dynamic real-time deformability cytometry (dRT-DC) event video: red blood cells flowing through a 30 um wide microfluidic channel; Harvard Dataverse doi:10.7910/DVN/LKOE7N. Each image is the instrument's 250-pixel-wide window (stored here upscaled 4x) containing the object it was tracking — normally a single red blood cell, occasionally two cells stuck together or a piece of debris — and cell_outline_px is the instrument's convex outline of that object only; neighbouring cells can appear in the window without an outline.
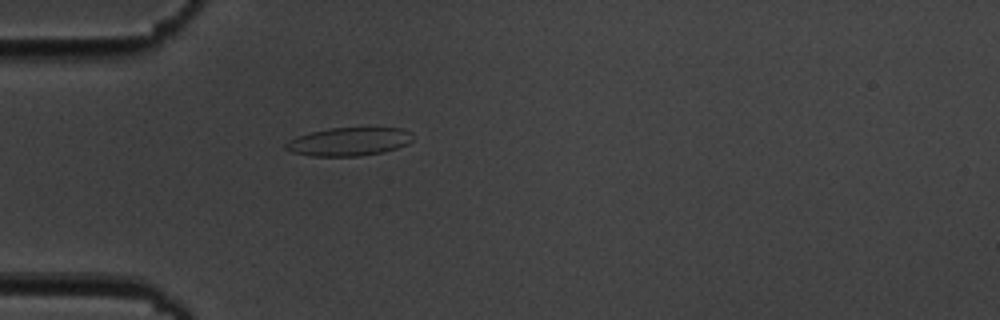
{"species": "common noctule bat (a hibernating species)", "species_latin": "Nyctalus noctula", "temperature_condition": "cold", "stored_images_in_passage": 5, "camera_frame_rate_fps": 3000, "um_per_image_px": 0.085, "animal": {"sex": "male", "body_mass_g": 19.5, "forearm_length_mm": 54.6}, "frame": {"image": 1, "passage_image": 5, "time_ms": 5.667, "image_size_px": [1000, 320], "cell_outline_px": [[412, 140], [408, 144], [384, 152], [360, 156], [312, 156], [292, 152], [284, 148], [284, 144], [288, 140], [312, 132], [332, 128], [404, 128], [412, 132]], "centroid_in_image_um": [29.69, 12.04], "position_along_channel_um": 55.3, "area_um2": 20.92}}